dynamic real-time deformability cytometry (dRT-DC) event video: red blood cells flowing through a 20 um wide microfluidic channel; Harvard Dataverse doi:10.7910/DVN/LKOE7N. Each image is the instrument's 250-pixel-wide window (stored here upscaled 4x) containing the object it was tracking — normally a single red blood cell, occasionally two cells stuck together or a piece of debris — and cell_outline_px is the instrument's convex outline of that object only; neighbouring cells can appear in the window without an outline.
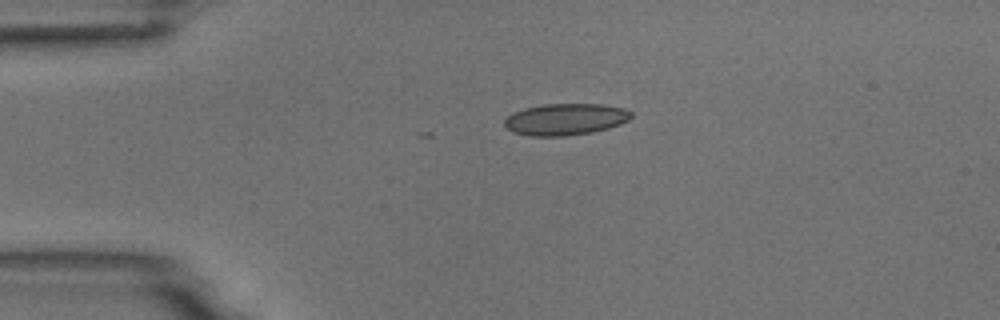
{"species": "common noctule bat (a hibernating species)", "species_latin": "Nyctalus noctula", "temperature_condition": "room temperature", "stored_images_in_passage": 2, "camera_frame_rate_fps": 3000, "um_per_image_px": 0.085, "animal": {"sex": "male", "body_mass_g": 18.8}, "frame": {"image": 1, "passage_image": 2, "time_ms": 0.333, "image_size_px": [1000, 320], "cell_outline_px": [[632, 116], [628, 120], [620, 124], [608, 128], [592, 132], [564, 136], [528, 136], [512, 132], [504, 124], [504, 120], [512, 112], [524, 108], [544, 104], [604, 104], [624, 108], [632, 112]], "centroid_in_image_um": [48.05, 10.14], "position_along_channel_um": 36.9, "area_um2": 23.47}}